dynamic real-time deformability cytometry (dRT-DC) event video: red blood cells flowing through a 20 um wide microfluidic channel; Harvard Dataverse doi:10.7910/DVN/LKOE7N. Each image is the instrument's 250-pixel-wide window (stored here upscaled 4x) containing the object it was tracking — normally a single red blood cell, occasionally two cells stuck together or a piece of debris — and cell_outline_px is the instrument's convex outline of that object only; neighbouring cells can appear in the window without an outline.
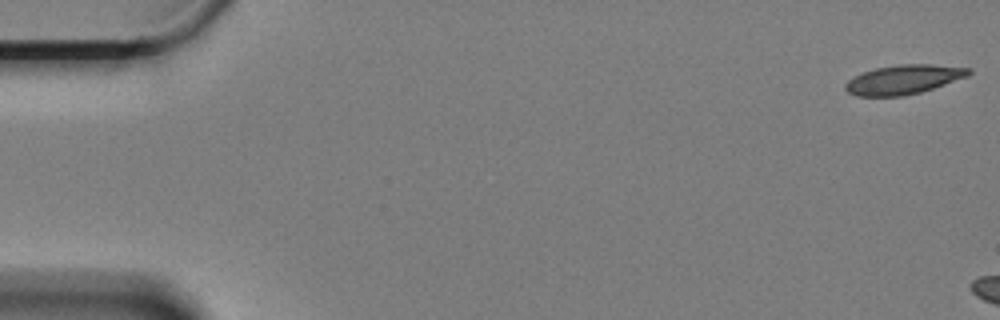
{"species": "Egyptian fruit bat (a non-hibernating species)", "species_latin": "Rousettus aegyptiacus", "temperature_condition": "cold", "stored_images_in_passage": 6, "camera_frame_rate_fps": 3000, "um_per_image_px": 0.085, "animal": {"sex": "female"}, "frame": {"image": 1, "passage_image": 1, "time_ms": 0.0, "image_size_px": [1000, 320], "cell_outline_px": [[972, 72], [968, 76], [920, 92], [904, 96], [856, 96], [848, 92], [844, 88], [844, 84], [848, 80], [864, 72], [876, 68], [900, 64], [932, 64], [972, 68]], "centroid_in_image_um": [76.81, 6.76], "position_along_channel_um": 8.2, "area_um2": 20.92}}